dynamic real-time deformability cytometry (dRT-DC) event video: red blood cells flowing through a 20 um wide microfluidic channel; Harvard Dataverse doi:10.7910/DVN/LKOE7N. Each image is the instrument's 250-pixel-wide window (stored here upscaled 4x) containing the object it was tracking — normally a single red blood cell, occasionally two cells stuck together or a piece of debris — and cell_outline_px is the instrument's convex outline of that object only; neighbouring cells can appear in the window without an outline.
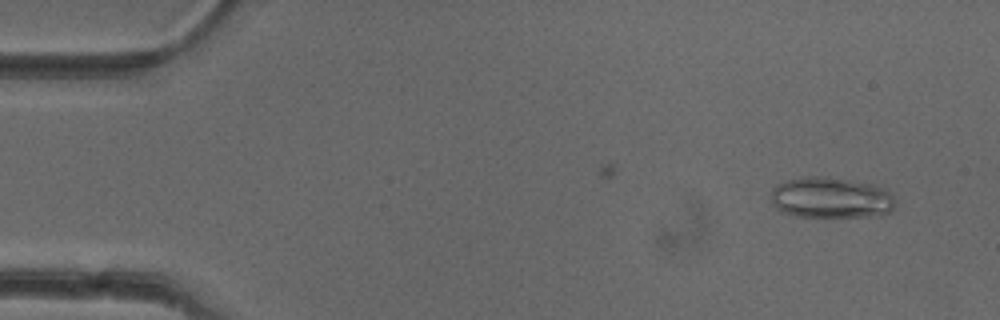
{"species": "common noctule bat (a hibernating species)", "species_latin": "Nyctalus noctula", "temperature_condition": "cold", "stored_images_in_passage": 19, "camera_frame_rate_fps": 3000, "um_per_image_px": 0.085, "animal": {"sex": "female"}, "frame": {"image": 1, "passage_image": 3, "time_ms": 0.667, "image_size_px": [1000, 320], "cell_outline_px": [[896, 200], [892, 212], [868, 216], [796, 216], [780, 212], [772, 204], [772, 188], [776, 184], [784, 180], [812, 176], [828, 176], [876, 184], [884, 188]], "centroid_in_image_um": [70.62, 16.79], "position_along_channel_um": 14.4, "area_um2": 29.94}}
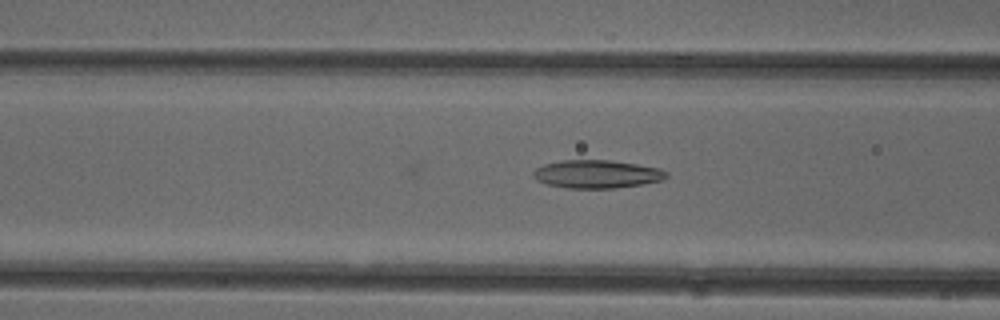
{"frame": {"image": 2, "passage_image": 19, "time_ms": 6.0, "image_size_px": [1000, 320], "cell_outline_px": [[668, 176], [660, 180], [644, 184], [612, 188], [568, 188], [548, 184], [536, 180], [532, 176], [532, 172], [536, 168], [544, 164], [560, 160], [608, 160], [636, 164], [660, 168], [668, 172]], "centroid_in_image_um": [50.71, 14.79], "position_along_channel_um": 115.9, "area_um2": 21.79}}